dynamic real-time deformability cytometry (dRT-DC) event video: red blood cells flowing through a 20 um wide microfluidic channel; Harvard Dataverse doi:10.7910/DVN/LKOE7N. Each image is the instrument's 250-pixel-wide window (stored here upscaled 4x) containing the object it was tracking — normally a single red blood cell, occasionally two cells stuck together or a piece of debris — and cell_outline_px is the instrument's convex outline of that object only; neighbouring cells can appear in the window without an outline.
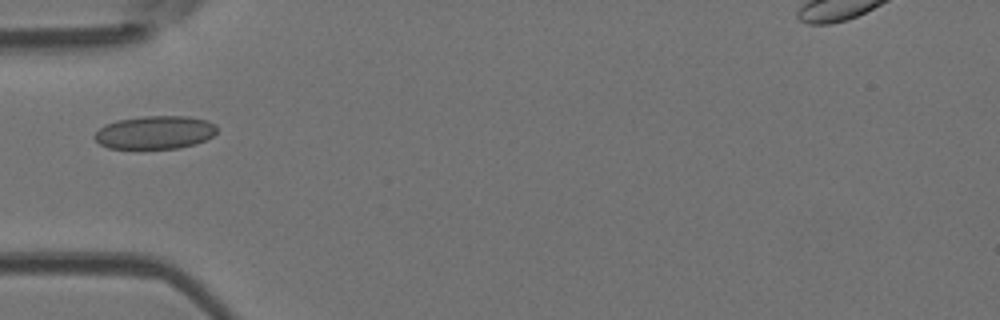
{"species": "Egyptian fruit bat (a non-hibernating species)", "species_latin": "Rousettus aegyptiacus", "temperature_condition": "room temperature", "stored_images_in_passage": 28, "camera_frame_rate_fps": 3000, "um_per_image_px": 0.085, "animal": {"sex": "female"}, "frame": {"image": 1, "passage_image": 1, "time_ms": 0.0, "image_size_px": [1000, 320], "cell_outline_px": [[216, 132], [212, 136], [196, 144], [180, 148], [136, 152], [108, 148], [100, 144], [92, 136], [104, 124], [116, 120], [144, 116], [188, 116], [208, 120], [216, 124]], "centroid_in_image_um": [13.12, 11.31], "position_along_channel_um": 71.9, "area_um2": 24.8}}
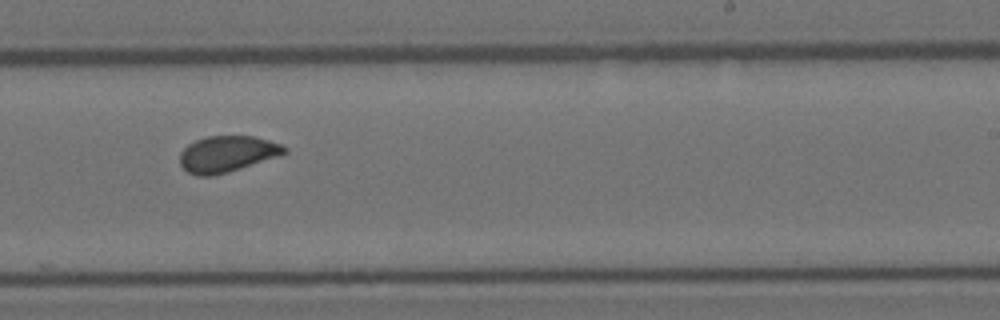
{"frame": {"image": 2, "passage_image": 16, "time_ms": 5.0, "image_size_px": [1000, 320], "cell_outline_px": [[288, 152], [280, 156], [228, 172], [212, 176], [196, 176], [188, 172], [180, 164], [180, 152], [188, 144], [196, 140], [208, 136], [252, 136], [268, 140], [280, 144], [288, 148]], "centroid_in_image_um": [19.31, 13.09], "position_along_channel_um": 269.7, "area_um2": 22.08}}
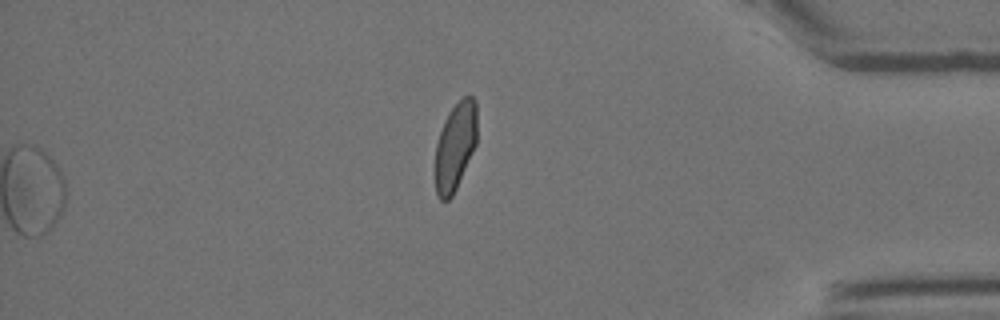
{"frame": {"image": 3, "passage_image": 28, "time_ms": 9.0, "image_size_px": [1000, 320], "cell_outline_px": [[476, 144], [456, 188], [452, 196], [448, 200], [440, 200], [436, 196], [436, 144], [444, 120], [448, 112], [464, 96], [472, 96], [476, 100]], "centroid_in_image_um": [38.69, 12.43], "position_along_channel_um": 396.5, "area_um2": 21.15}, "authors_computed_cell_mechanics": {"area_um2": 22.0796, "velocity_mm_per_s": 3.9488, "shape_relaxation_time_tau1_ms": null, "shape_relaxation_time_tau2_ms": 0.8176, "deformation_change_tau1": null, "deformation_change_tau2": 0.0319}}